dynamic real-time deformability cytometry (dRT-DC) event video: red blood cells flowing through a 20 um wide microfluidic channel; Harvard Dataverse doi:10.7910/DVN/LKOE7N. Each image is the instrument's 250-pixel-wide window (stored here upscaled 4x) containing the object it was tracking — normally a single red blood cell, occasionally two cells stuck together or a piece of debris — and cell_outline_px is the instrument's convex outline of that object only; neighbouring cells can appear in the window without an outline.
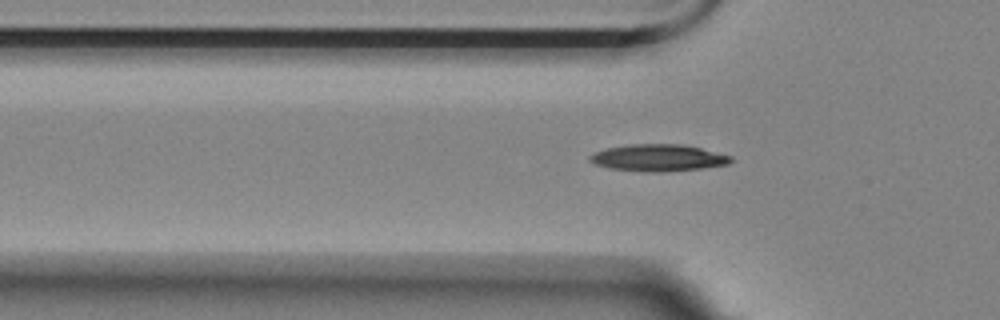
{"species": "Egyptian fruit bat (a non-hibernating species)", "species_latin": "Rousettus aegyptiacus", "temperature_condition": "room temperature", "stored_images_in_passage": 41, "camera_frame_rate_fps": 3000, "um_per_image_px": 0.085, "animal": {"sex": "female"}, "frame": {"image": 1, "passage_image": 4, "time_ms": 1.0, "image_size_px": [1000, 320], "cell_outline_px": [[732, 160], [728, 164], [700, 168], [660, 172], [648, 172], [608, 168], [596, 164], [588, 160], [588, 156], [604, 148], [628, 144], [680, 144], [700, 148], [732, 156]], "centroid_in_image_um": [55.9, 13.41], "position_along_channel_um": 69.9, "area_um2": 21.96}}
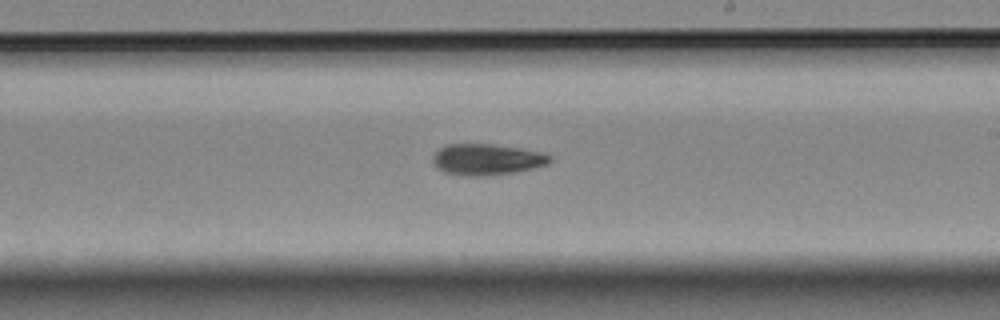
{"frame": {"image": 2, "passage_image": 19, "time_ms": 6.0, "image_size_px": [1000, 320], "cell_outline_px": [[552, 160], [548, 164], [532, 168], [512, 172], [480, 176], [468, 176], [444, 172], [436, 168], [432, 160], [432, 156], [440, 148], [448, 144], [492, 144], [520, 148], [540, 152], [552, 156]], "centroid_in_image_um": [41.36, 13.55], "position_along_channel_um": 247.6, "area_um2": 21.1}}
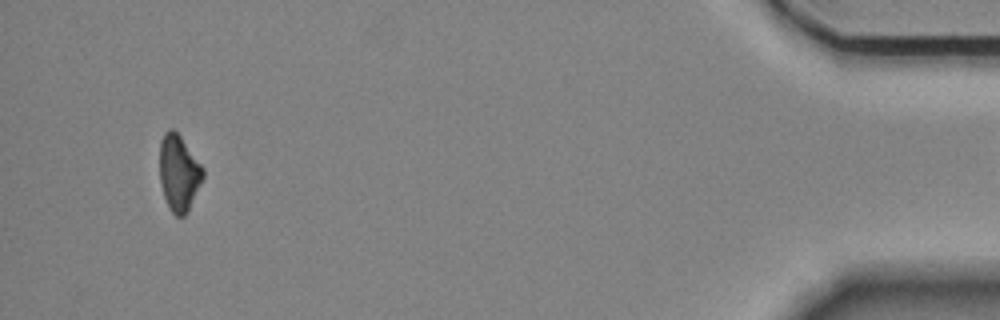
{"frame": {"image": 3, "passage_image": 40, "time_ms": 13.0, "image_size_px": [1000, 320], "cell_outline_px": [[204, 176], [184, 216], [176, 216], [172, 212], [164, 196], [160, 180], [160, 140], [164, 132], [168, 128], [172, 128], [180, 136], [204, 168]], "centroid_in_image_um": [15.19, 14.65], "position_along_channel_um": 420.0, "area_um2": 18.84}}